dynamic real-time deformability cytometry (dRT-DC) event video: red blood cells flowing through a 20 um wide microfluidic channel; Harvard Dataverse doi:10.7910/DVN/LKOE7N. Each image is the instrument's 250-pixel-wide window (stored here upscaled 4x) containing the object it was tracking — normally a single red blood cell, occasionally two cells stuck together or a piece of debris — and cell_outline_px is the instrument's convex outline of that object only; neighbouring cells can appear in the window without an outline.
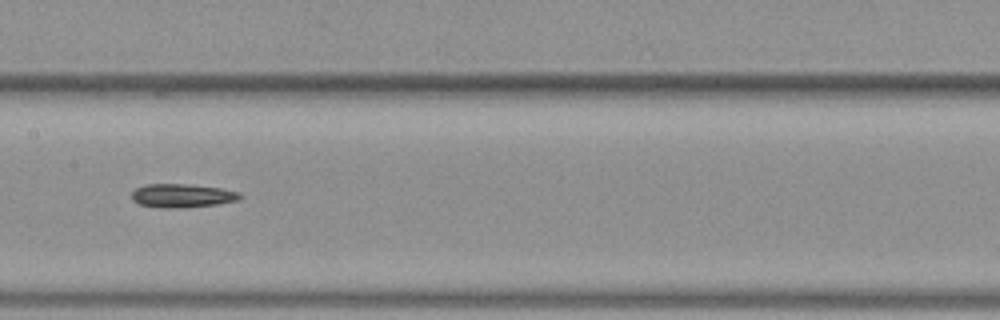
{"species": "common noctule bat (a hibernating species)", "species_latin": "Nyctalus noctula", "temperature_condition": "warm", "stored_images_in_passage": 36, "camera_frame_rate_fps": 3000, "um_per_image_px": 0.085, "animal": {"sex": "female", "body_mass_g": 19.3, "forearm_length_mm": 54.1}, "frame": {"image": 1, "passage_image": 11, "time_ms": 3.333, "image_size_px": [1000, 320], "cell_outline_px": [[244, 196], [240, 200], [216, 204], [184, 208], [160, 208], [140, 204], [132, 200], [132, 192], [136, 188], [148, 184], [184, 184], [220, 188], [240, 192]], "centroid_in_image_um": [15.51, 16.64], "position_along_channel_um": 191.9, "area_um2": 14.97}, "authors_computed_cell_mechanics": {"area_um2": 14.8835, "velocity_mm_per_s": 4.0494, "shape_relaxation_time_tau1_ms": 1.9405, "shape_relaxation_time_tau2_ms": 11.3855, "deformation_change_tau1": 0.1063, "deformation_change_tau2": 0.2161}}